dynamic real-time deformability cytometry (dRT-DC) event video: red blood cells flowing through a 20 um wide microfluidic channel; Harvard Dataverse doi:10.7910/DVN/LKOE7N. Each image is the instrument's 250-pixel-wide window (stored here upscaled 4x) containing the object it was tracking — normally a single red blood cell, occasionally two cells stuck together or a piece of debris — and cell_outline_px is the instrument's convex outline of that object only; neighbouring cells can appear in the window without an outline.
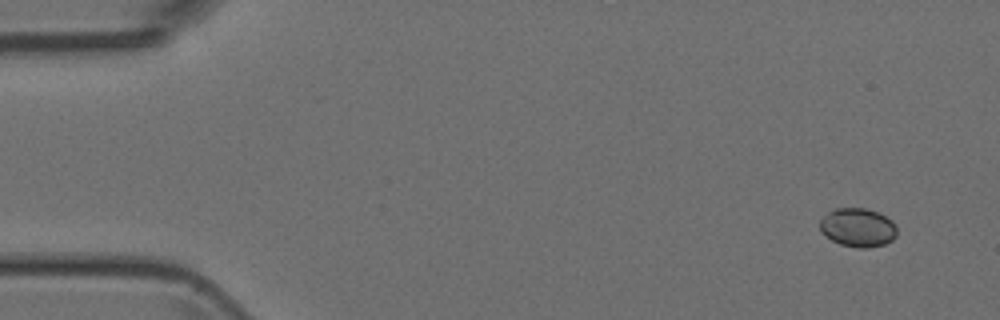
{"species": "Egyptian fruit bat (a non-hibernating species)", "species_latin": "Rousettus aegyptiacus", "temperature_condition": "room temperature", "stored_images_in_passage": 4, "camera_frame_rate_fps": 3000, "um_per_image_px": 0.085, "animal": {"sex": "female"}, "frame": {"image": 1, "passage_image": 1, "time_ms": 0.0, "image_size_px": [1000, 320], "cell_outline_px": [[896, 236], [892, 240], [884, 244], [868, 248], [860, 248], [840, 244], [832, 240], [820, 228], [820, 220], [828, 212], [836, 208], [864, 208], [876, 212], [892, 220], [896, 228]], "centroid_in_image_um": [72.93, 19.34], "position_along_channel_um": 12.1, "area_um2": 17.11}}
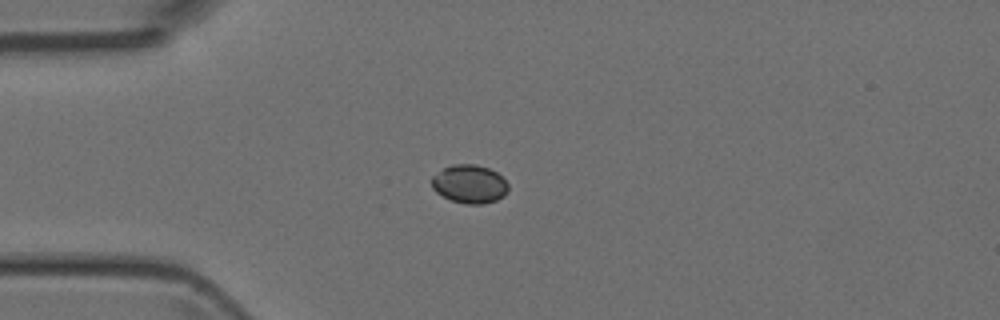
{"frame": {"image": 2, "passage_image": 4, "time_ms": 3.333, "image_size_px": [1000, 320], "cell_outline_px": [[508, 188], [504, 196], [496, 200], [484, 204], [464, 204], [452, 200], [436, 192], [432, 188], [432, 176], [444, 168], [452, 164], [476, 164], [488, 168], [496, 172], [508, 184]], "centroid_in_image_um": [39.9, 15.64], "position_along_channel_um": 45.1, "area_um2": 17.05}}